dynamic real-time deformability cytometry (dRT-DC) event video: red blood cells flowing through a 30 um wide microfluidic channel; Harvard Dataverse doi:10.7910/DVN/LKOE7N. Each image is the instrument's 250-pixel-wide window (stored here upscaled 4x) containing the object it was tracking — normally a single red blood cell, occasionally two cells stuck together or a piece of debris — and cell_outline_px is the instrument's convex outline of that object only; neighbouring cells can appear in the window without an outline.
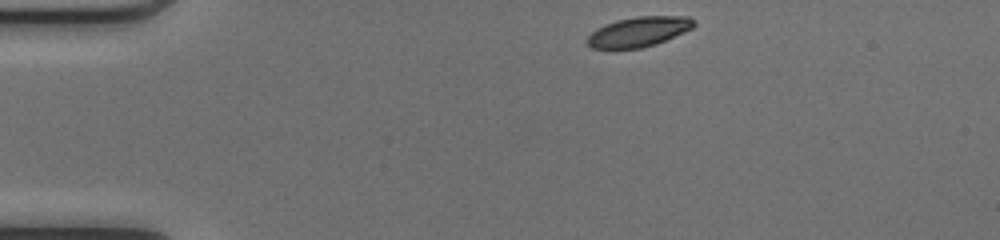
{"species": "common noctule bat (a hibernating species)", "species_latin": "Nyctalus noctula", "temperature_condition": "cold", "stored_images_in_passage": 41, "camera_frame_rate_fps": 3000, "um_per_image_px": 0.085, "animal": {"sex": "female", "body_mass_g": 17.0, "forearm_length_mm": 48.0}, "frame": {"image": 1, "passage_image": 1, "time_ms": 0.0, "image_size_px": [1000, 240], "cell_outline_px": [[696, 24], [692, 28], [656, 44], [640, 48], [612, 52], [592, 48], [584, 40], [596, 28], [604, 24], [616, 20], [636, 16], [688, 16], [696, 20]], "centroid_in_image_um": [54.21, 2.73], "position_along_channel_um": 30.8, "area_um2": 19.31}}
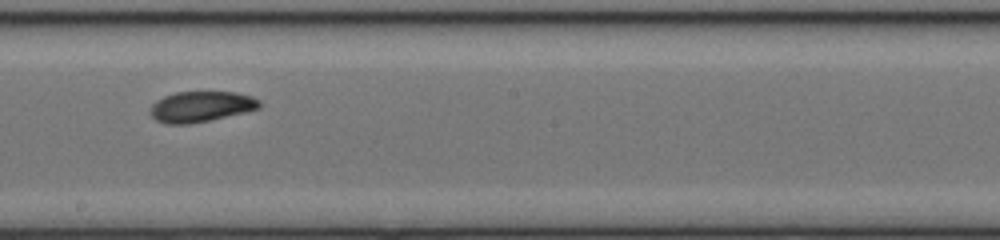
{"frame": {"image": 2, "passage_image": 20, "time_ms": 6.333, "image_size_px": [1000, 240], "cell_outline_px": [[260, 108], [244, 112], [208, 120], [188, 124], [168, 124], [156, 120], [148, 112], [152, 104], [156, 100], [164, 96], [176, 92], [236, 92], [252, 96], [260, 100]], "centroid_in_image_um": [17.06, 9.05], "position_along_channel_um": 231.1, "area_um2": 19.42}}
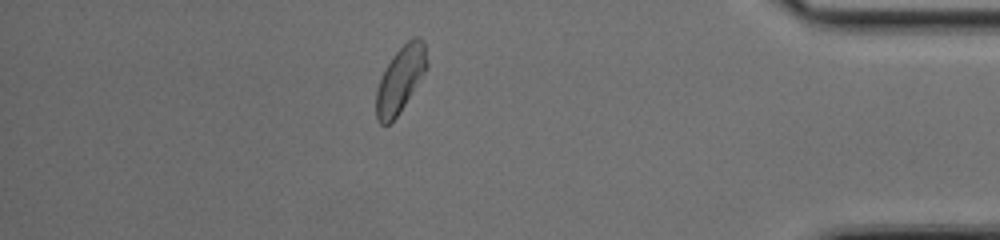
{"frame": {"image": 3, "passage_image": 35, "time_ms": 11.333, "image_size_px": [1000, 240], "cell_outline_px": [[428, 64], [424, 72], [400, 112], [388, 124], [380, 124], [376, 120], [376, 92], [380, 80], [392, 56], [412, 36], [420, 36], [424, 40]], "centroid_in_image_um": [34.04, 6.72], "position_along_channel_um": 401.2, "area_um2": 19.13}, "authors_computed_cell_mechanics": {"area_um2": 19.4208, "velocity_mm_per_s": 4.158, "shape_relaxation_time_tau1_ms": 3.7736, "shape_relaxation_time_tau2_ms": 2.2757, "deformation_change_tau1": 0.1433, "deformation_change_tau2": 0.0742}}